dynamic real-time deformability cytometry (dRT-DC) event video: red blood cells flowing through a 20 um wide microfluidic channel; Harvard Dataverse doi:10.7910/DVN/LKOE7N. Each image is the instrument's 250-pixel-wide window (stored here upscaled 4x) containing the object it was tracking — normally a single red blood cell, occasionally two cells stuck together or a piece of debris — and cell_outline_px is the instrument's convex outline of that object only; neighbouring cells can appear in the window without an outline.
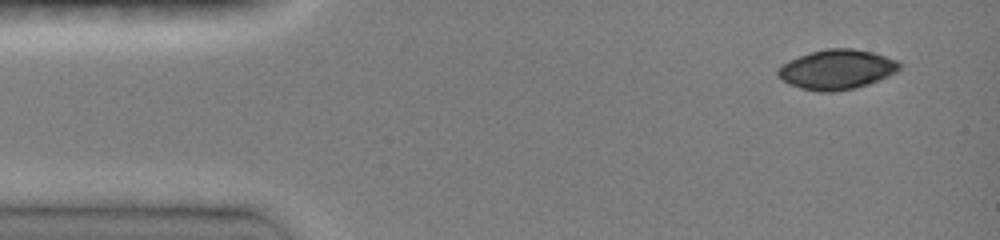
{"species": "common noctule bat (a hibernating species)", "species_latin": "Nyctalus noctula", "temperature_condition": "room temperature", "stored_images_in_passage": 8, "camera_frame_rate_fps": 3000, "um_per_image_px": 0.085, "animal": {"sex": "female", "body_mass_g": 19.0, "forearm_length_mm": 51.5}, "frame": {"image": 1, "passage_image": 1, "time_ms": 0.0, "image_size_px": [1000, 240], "cell_outline_px": [[900, 68], [896, 72], [888, 76], [868, 84], [856, 88], [836, 92], [820, 92], [800, 88], [784, 80], [776, 72], [780, 64], [788, 60], [824, 48], [852, 48], [872, 52], [896, 60], [900, 64]], "centroid_in_image_um": [71.12, 5.9], "position_along_channel_um": 13.9, "area_um2": 28.03}}
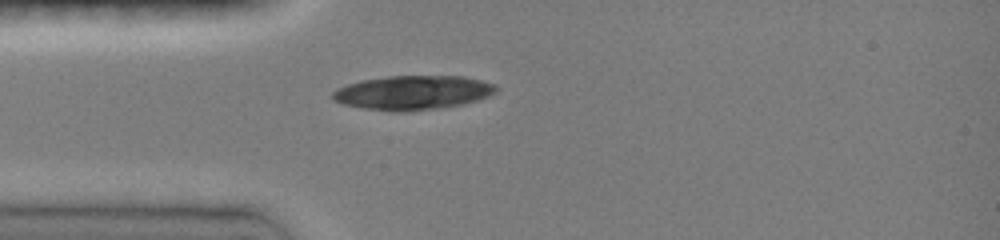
{"frame": {"image": 2, "passage_image": 5, "time_ms": 3.0, "image_size_px": [1000, 240], "cell_outline_px": [[496, 92], [488, 96], [476, 100], [460, 104], [440, 108], [404, 112], [392, 112], [364, 108], [344, 104], [336, 100], [332, 96], [332, 92], [336, 88], [360, 80], [388, 76], [464, 76], [496, 84]], "centroid_in_image_um": [35.08, 7.87], "position_along_channel_um": 49.9, "area_um2": 32.48}}